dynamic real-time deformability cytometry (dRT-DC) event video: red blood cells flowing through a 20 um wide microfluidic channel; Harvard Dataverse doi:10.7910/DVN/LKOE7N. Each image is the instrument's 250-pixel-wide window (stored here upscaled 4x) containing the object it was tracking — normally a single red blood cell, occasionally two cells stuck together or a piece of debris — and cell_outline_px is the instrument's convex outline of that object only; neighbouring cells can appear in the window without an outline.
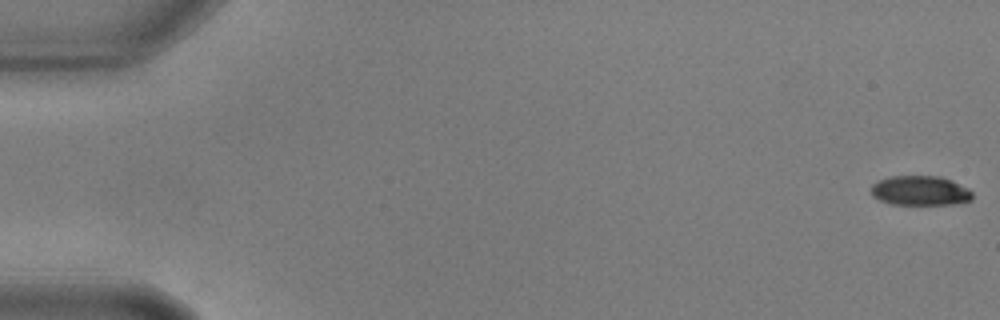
{"species": "common noctule bat (a hibernating species)", "species_latin": "Nyctalus noctula", "temperature_condition": "warm", "stored_images_in_passage": 9, "camera_frame_rate_fps": 3000, "um_per_image_px": 0.085, "animal": {"sex": "male", "body_mass_g": 17.9, "forearm_length_mm": 54.2}, "frame": {"image": 1, "passage_image": 1, "time_ms": 0.0, "image_size_px": [1000, 320], "cell_outline_px": [[972, 200], [956, 204], [892, 204], [880, 200], [872, 196], [872, 184], [880, 180], [892, 176], [940, 176], [952, 180], [968, 188], [972, 192]], "centroid_in_image_um": [78.25, 16.2], "position_along_channel_um": 6.8, "area_um2": 17.46}}